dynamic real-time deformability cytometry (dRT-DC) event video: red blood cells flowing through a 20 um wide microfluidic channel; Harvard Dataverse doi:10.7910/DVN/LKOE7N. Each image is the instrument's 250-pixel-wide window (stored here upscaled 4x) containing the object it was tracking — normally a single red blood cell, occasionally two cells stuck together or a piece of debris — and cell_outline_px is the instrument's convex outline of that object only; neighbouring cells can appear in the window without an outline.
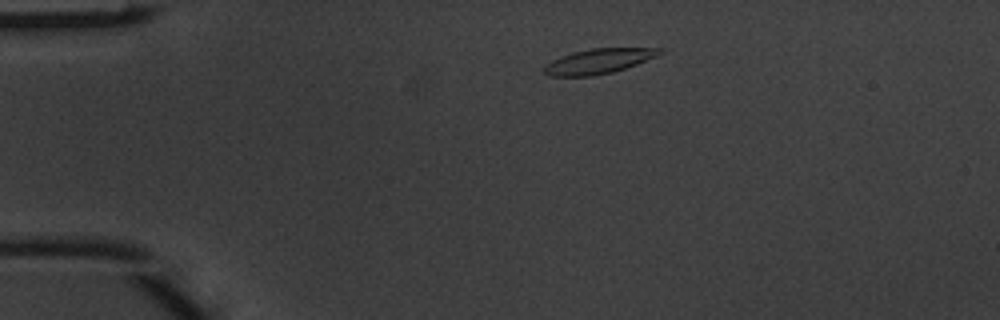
{"species": "common noctule bat (a hibernating species)", "species_latin": "Nyctalus noctula", "temperature_condition": "warm", "stored_images_in_passage": 3, "camera_frame_rate_fps": 3000, "um_per_image_px": 0.085, "animal": {"sex": "male", "body_mass_g": 20.1, "forearm_length_mm": 53.5}, "frame": {"image": 1, "passage_image": 1, "time_ms": 0.0, "image_size_px": [1000, 320], "cell_outline_px": [[664, 52], [656, 56], [636, 64], [612, 72], [592, 76], [548, 76], [544, 72], [544, 68], [552, 60], [560, 56], [572, 52], [592, 48], [664, 48]], "centroid_in_image_um": [50.88, 5.19], "position_along_channel_um": 34.1, "area_um2": 16.65}}
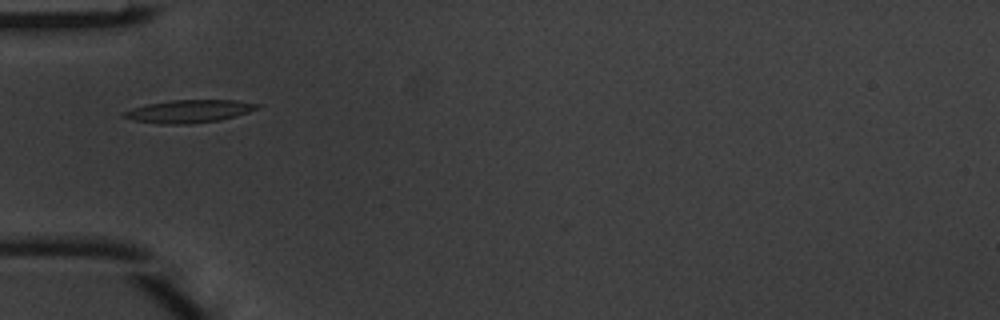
{"frame": {"image": 2, "passage_image": 3, "time_ms": 0.667, "image_size_px": [1000, 320], "cell_outline_px": [[260, 108], [236, 116], [220, 120], [192, 124], [160, 124], [132, 120], [120, 116], [120, 112], [132, 108], [148, 104], [172, 100], [236, 100], [260, 104]], "centroid_in_image_um": [16.04, 9.46], "position_along_channel_um": 69.0, "area_um2": 17.92}}